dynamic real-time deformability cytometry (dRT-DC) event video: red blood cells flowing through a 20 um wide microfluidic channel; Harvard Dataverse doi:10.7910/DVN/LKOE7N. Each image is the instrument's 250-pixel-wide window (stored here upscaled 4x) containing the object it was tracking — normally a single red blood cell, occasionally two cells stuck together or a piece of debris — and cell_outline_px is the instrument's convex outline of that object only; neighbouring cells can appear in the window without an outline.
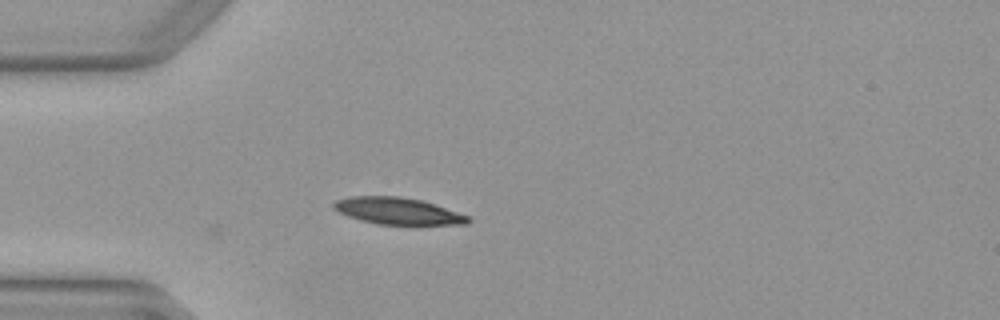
{"species": "Egyptian fruit bat (a non-hibernating species)", "species_latin": "Rousettus aegyptiacus", "temperature_condition": "warm", "stored_images_in_passage": 3, "camera_frame_rate_fps": 3000, "um_per_image_px": 0.085, "animal": {"sex": "female"}, "frame": {"image": 1, "passage_image": 1, "time_ms": 0.0, "image_size_px": [1000, 320], "cell_outline_px": [[472, 220], [468, 224], [416, 228], [376, 224], [360, 220], [348, 216], [332, 208], [332, 204], [336, 200], [348, 196], [400, 196], [420, 200], [472, 216]], "centroid_in_image_um": [33.93, 18.0], "position_along_channel_um": 51.1, "area_um2": 22.31}}